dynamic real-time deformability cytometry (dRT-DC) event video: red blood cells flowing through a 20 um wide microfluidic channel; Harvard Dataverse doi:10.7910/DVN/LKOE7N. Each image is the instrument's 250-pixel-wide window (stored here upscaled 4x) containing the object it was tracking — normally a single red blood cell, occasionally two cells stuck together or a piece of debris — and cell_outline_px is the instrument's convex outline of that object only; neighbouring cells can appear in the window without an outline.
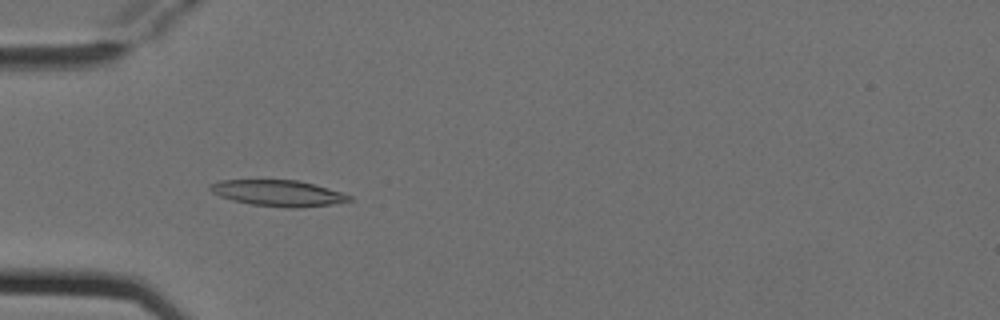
{"species": "Egyptian fruit bat (a non-hibernating species)", "species_latin": "Rousettus aegyptiacus", "temperature_condition": "cold", "stored_images_in_passage": 6, "camera_frame_rate_fps": 3000, "um_per_image_px": 0.085, "animal": {"sex": "female"}, "frame": {"image": 1, "passage_image": 4, "time_ms": 1.0, "image_size_px": [1000, 320], "cell_outline_px": [[352, 200], [332, 204], [296, 208], [288, 208], [252, 204], [232, 200], [220, 196], [212, 192], [208, 188], [208, 184], [220, 180], [296, 180], [328, 188], [352, 196]], "centroid_in_image_um": [23.61, 16.41], "position_along_channel_um": 61.4, "area_um2": 20.98}}
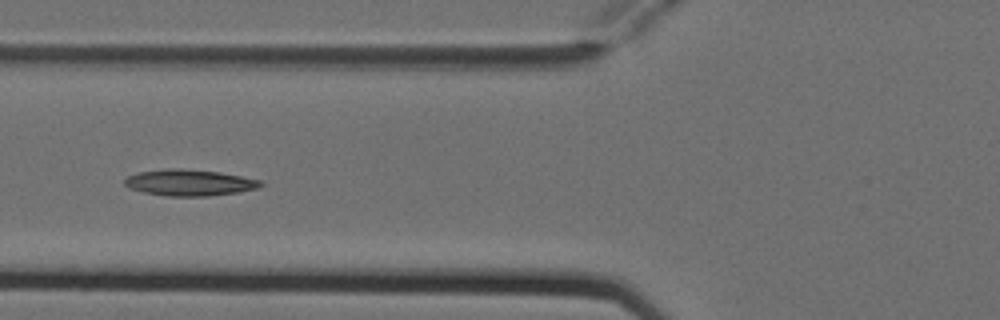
{"frame": {"image": 2, "passage_image": 5, "time_ms": 1.333, "image_size_px": [1000, 320], "cell_outline_px": [[264, 184], [260, 188], [240, 192], [208, 196], [168, 196], [144, 192], [128, 188], [124, 184], [124, 180], [128, 176], [136, 172], [168, 168], [180, 168], [220, 172], [260, 180]], "centroid_in_image_um": [16.1, 15.52], "position_along_channel_um": 109.7, "area_um2": 20.98}}
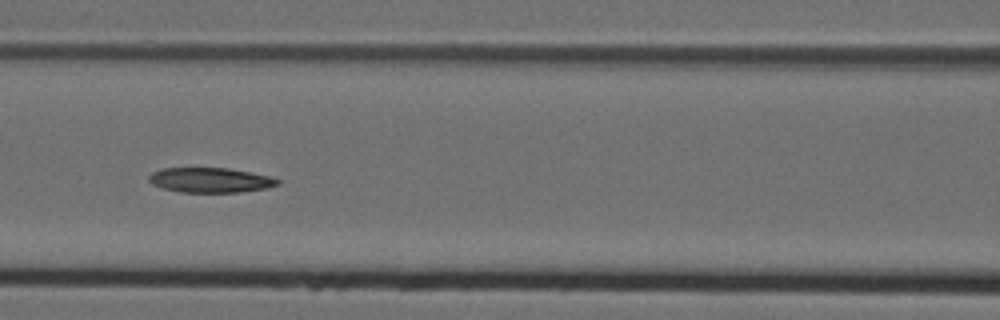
{"frame": {"image": 3, "passage_image": 6, "time_ms": 1.667, "image_size_px": [1000, 320], "cell_outline_px": [[280, 184], [268, 188], [240, 192], [180, 192], [160, 188], [152, 184], [148, 180], [148, 176], [152, 172], [160, 168], [228, 168], [272, 176], [280, 180]], "centroid_in_image_um": [17.87, 15.31], "position_along_channel_um": 148.7, "area_um2": 18.9}}